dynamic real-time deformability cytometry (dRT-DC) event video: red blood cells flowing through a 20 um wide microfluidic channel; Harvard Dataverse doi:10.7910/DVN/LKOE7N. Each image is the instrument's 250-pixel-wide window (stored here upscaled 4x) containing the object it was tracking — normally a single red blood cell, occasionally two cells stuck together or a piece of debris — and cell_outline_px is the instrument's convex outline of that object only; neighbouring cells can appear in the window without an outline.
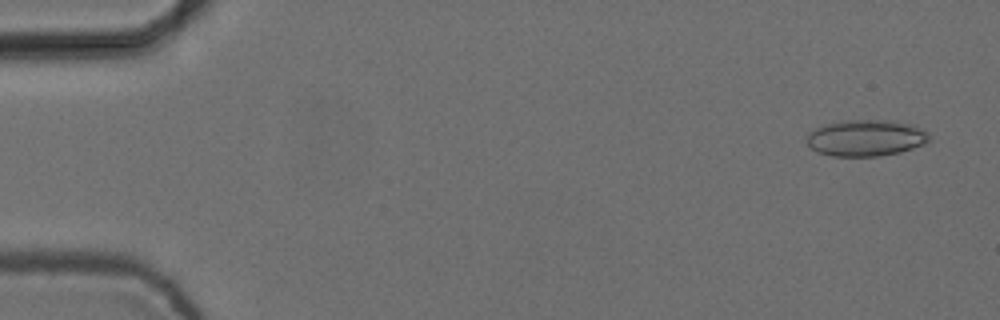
{"species": "common noctule bat (a hibernating species)", "species_latin": "Nyctalus noctula", "temperature_condition": "cold", "stored_images_in_passage": 5, "camera_frame_rate_fps": 3000, "um_per_image_px": 0.085, "animal": {"sex": "female", "body_mass_g": 24.6, "forearm_length_mm": 56.2}, "frame": {"image": 1, "passage_image": 1, "time_ms": 0.0, "image_size_px": [1000, 320], "cell_outline_px": [[928, 140], [924, 144], [900, 152], [876, 156], [832, 156], [816, 152], [804, 140], [808, 132], [816, 128], [828, 124], [844, 120], [892, 120], [912, 124], [928, 132]], "centroid_in_image_um": [73.57, 11.72], "position_along_channel_um": 11.4, "area_um2": 26.01}}
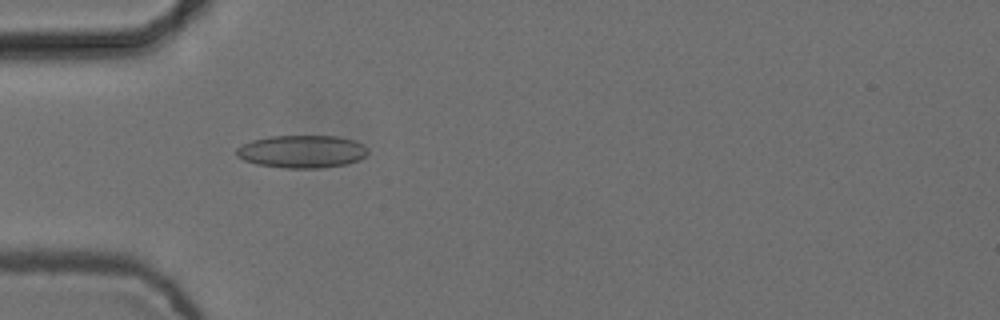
{"frame": {"image": 2, "passage_image": 5, "time_ms": 1.333, "image_size_px": [1000, 320], "cell_outline_px": [[368, 152], [360, 160], [348, 164], [320, 168], [284, 168], [256, 164], [244, 160], [236, 156], [236, 148], [252, 140], [272, 136], [340, 136], [356, 140], [364, 144], [368, 148]], "centroid_in_image_um": [25.7, 12.88], "position_along_channel_um": 59.3, "area_um2": 25.32}}